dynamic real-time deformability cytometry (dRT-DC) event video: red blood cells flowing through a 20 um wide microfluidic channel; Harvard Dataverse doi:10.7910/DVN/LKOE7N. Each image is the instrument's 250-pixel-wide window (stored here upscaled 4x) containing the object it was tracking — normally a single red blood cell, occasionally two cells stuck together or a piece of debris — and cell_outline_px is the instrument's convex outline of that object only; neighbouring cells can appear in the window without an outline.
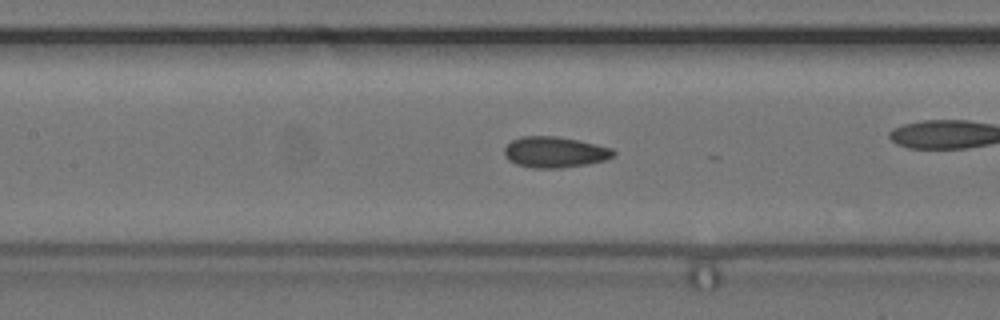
{"species": "common noctule bat (a hibernating species)", "species_latin": "Nyctalus noctula", "temperature_condition": "cold", "stored_images_in_passage": 56, "camera_frame_rate_fps": 3000, "um_per_image_px": 0.085, "animal": {"sex": "female", "body_mass_g": 24.6, "forearm_length_mm": 56.2}, "frame": {"image": 1, "passage_image": 25, "time_ms": 8.0, "image_size_px": [1000, 320], "cell_outline_px": [[616, 152], [612, 156], [604, 160], [588, 164], [560, 168], [532, 168], [516, 164], [508, 160], [504, 156], [504, 148], [512, 140], [520, 136], [556, 136], [576, 140], [612, 148]], "centroid_in_image_um": [47.11, 12.93], "position_along_channel_um": 160.3, "area_um2": 19.59}}
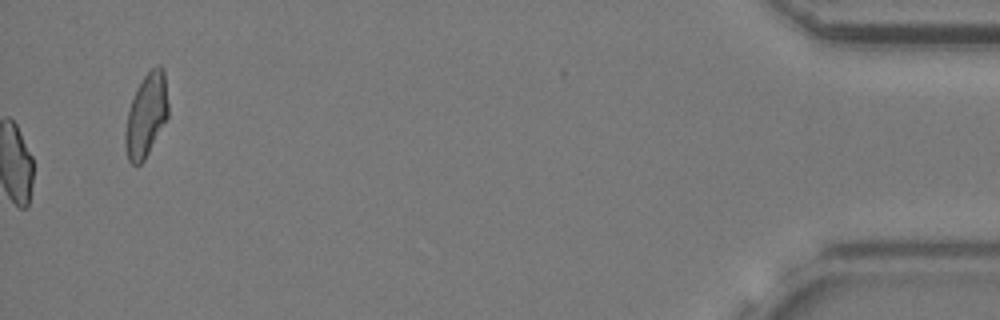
{"frame": {"image": 2, "passage_image": 56, "time_ms": 18.333, "image_size_px": [1000, 320], "cell_outline_px": [[168, 116], [144, 160], [140, 164], [132, 164], [128, 160], [124, 144], [124, 132], [128, 112], [132, 100], [144, 76], [156, 64], [160, 64], [164, 68], [168, 104]], "centroid_in_image_um": [12.43, 9.79], "position_along_channel_um": 422.8, "area_um2": 20.63}, "authors_computed_cell_mechanics": {"area_um2": 19.3919, "velocity_mm_per_s": 3.6654, "shape_relaxation_time_tau1_ms": null, "shape_relaxation_time_tau2_ms": 1.5646, "deformation_change_tau1": null, "deformation_change_tau2": 0.0626}}